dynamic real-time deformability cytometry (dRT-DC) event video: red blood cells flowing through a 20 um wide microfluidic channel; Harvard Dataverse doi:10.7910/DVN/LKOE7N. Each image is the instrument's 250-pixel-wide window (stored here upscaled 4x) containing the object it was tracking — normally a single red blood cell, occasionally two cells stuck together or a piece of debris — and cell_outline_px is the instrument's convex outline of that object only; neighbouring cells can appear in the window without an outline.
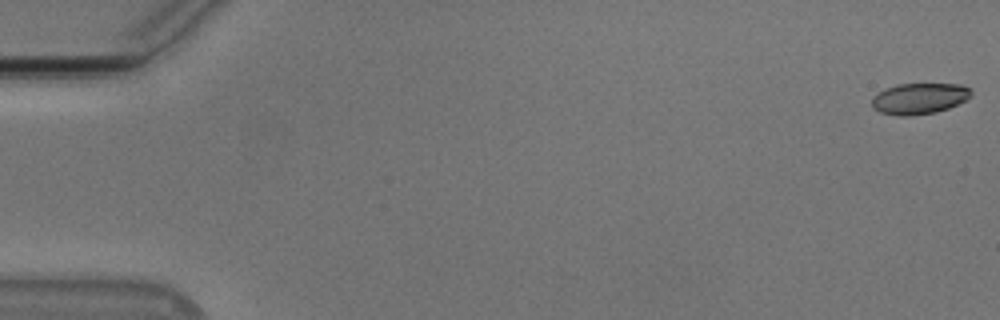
{"species": "Egyptian fruit bat (a non-hibernating species)", "species_latin": "Rousettus aegyptiacus", "temperature_condition": "cold", "stored_images_in_passage": 22, "camera_frame_rate_fps": 3000, "um_per_image_px": 0.085, "animal": {"sex": "male"}, "frame": {"image": 1, "passage_image": 1, "time_ms": 0.0, "image_size_px": [1000, 320], "cell_outline_px": [[972, 96], [948, 108], [936, 112], [908, 116], [900, 116], [880, 112], [872, 108], [872, 96], [884, 88], [896, 84], [960, 84], [968, 88], [972, 92]], "centroid_in_image_um": [78.09, 8.37], "position_along_channel_um": 6.9, "area_um2": 17.98}}
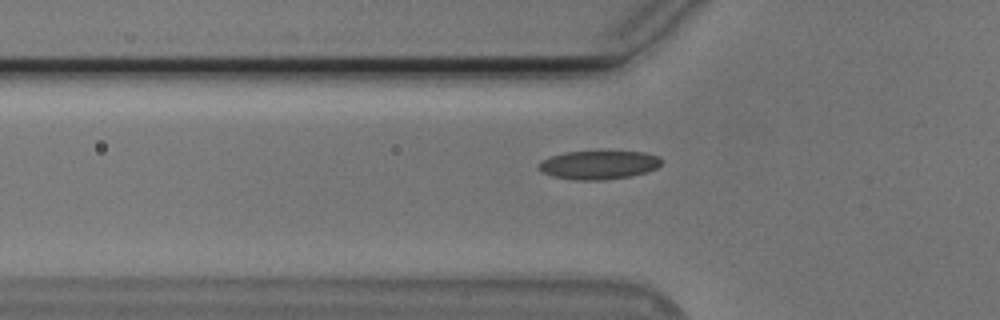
{"frame": {"image": 2, "passage_image": 19, "time_ms": 6.0, "image_size_px": [1000, 320], "cell_outline_px": [[660, 164], [656, 168], [648, 172], [632, 176], [604, 180], [576, 180], [552, 176], [544, 172], [540, 168], [540, 160], [564, 152], [644, 152], [660, 156]], "centroid_in_image_um": [50.92, 14.02], "position_along_channel_um": 74.9, "area_um2": 20.29}}